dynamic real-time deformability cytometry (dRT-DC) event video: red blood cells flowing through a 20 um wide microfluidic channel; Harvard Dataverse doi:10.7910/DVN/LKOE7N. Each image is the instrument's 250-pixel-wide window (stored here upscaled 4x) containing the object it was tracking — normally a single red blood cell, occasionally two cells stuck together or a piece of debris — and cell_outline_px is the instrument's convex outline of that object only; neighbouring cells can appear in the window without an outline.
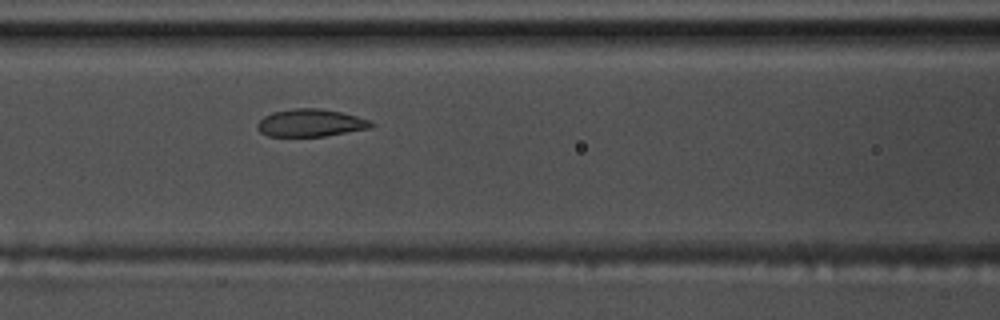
{"species": "common noctule bat (a hibernating species)", "species_latin": "Nyctalus noctula", "temperature_condition": "warm", "stored_images_in_passage": 4, "camera_frame_rate_fps": 3000, "um_per_image_px": 0.085, "animal": {"sex": "male", "body_mass_g": 17.5, "forearm_length_mm": 52.3}, "frame": {"image": 1, "passage_image": 3, "time_ms": 0.667, "image_size_px": [1000, 320], "cell_outline_px": [[376, 124], [368, 128], [324, 136], [268, 136], [260, 132], [256, 124], [264, 116], [272, 112], [296, 108], [320, 108], [340, 112], [372, 120]], "centroid_in_image_um": [26.39, 10.44], "position_along_channel_um": 140.2, "area_um2": 18.15}}